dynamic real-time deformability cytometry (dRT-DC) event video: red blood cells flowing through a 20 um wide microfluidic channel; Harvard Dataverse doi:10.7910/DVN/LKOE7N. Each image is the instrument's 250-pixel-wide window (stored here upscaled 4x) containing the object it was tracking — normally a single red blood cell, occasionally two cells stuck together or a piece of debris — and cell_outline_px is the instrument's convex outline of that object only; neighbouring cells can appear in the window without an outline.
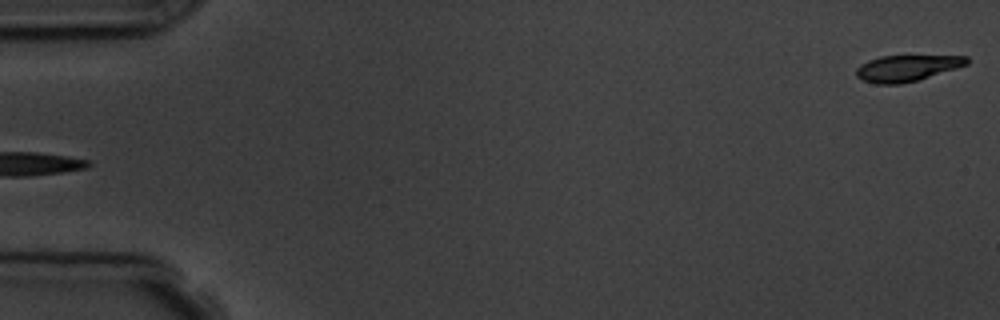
{"species": "common noctule bat (a hibernating species)", "species_latin": "Nyctalus noctula", "temperature_condition": "room temperature", "stored_images_in_passage": 5, "segment_of_instrument_passage": [2, 2], "camera_frame_rate_fps": 3000, "um_per_image_px": 0.085, "animal": {"sex": "male", "body_mass_g": 19.5, "forearm_length_mm": 54.6}, "frame": {"image": 1, "passage_image": 5, "time_ms": 5.667, "image_size_px": [1000, 320], "cell_outline_px": [[968, 64], [956, 68], [916, 80], [900, 84], [876, 84], [864, 80], [856, 76], [856, 68], [860, 64], [868, 60], [880, 56], [968, 56]], "centroid_in_image_um": [77.04, 5.78], "position_along_channel_um": 8.0, "area_um2": 16.65}}